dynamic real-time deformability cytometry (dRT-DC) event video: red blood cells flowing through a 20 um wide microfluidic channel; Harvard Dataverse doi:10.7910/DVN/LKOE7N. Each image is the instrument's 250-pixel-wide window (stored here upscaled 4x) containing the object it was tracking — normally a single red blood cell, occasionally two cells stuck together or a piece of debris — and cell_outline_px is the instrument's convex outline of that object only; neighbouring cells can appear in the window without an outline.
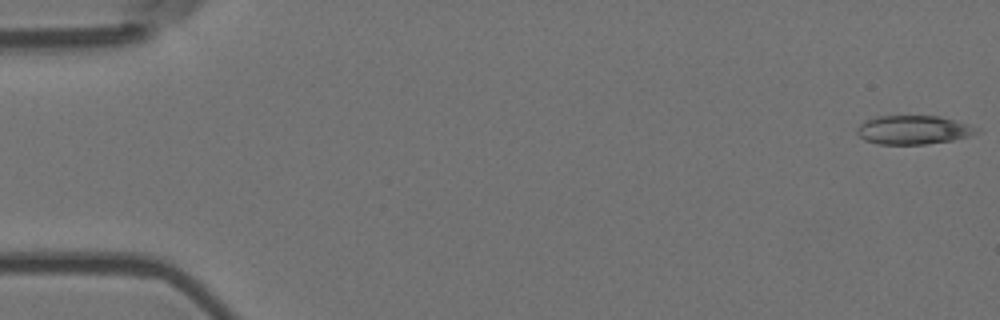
{"species": "Egyptian fruit bat (a non-hibernating species)", "species_latin": "Rousettus aegyptiacus", "temperature_condition": "room temperature", "stored_images_in_passage": 54, "camera_frame_rate_fps": 3000, "um_per_image_px": 0.085, "animal": {"sex": "female"}, "frame": {"image": 1, "passage_image": 1, "time_ms": 0.0, "image_size_px": [1000, 320], "cell_outline_px": [[980, 132], [972, 136], [952, 140], [928, 144], [880, 144], [864, 140], [856, 132], [856, 128], [864, 120], [876, 116], [940, 116], [956, 120], [980, 128]], "centroid_in_image_um": [77.67, 11.04], "position_along_channel_um": 7.3, "area_um2": 20.35}}
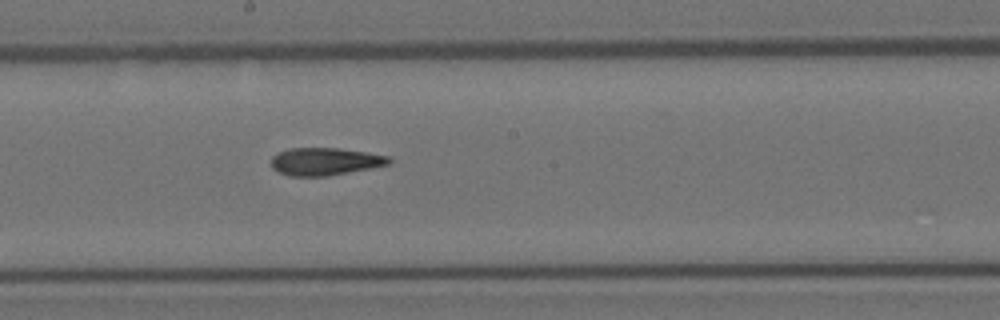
{"frame": {"image": 2, "passage_image": 30, "time_ms": 9.667, "image_size_px": [1000, 320], "cell_outline_px": [[392, 160], [388, 164], [372, 168], [328, 176], [288, 176], [276, 172], [272, 168], [272, 156], [276, 152], [288, 148], [340, 148], [388, 156]], "centroid_in_image_um": [27.57, 13.73], "position_along_channel_um": 220.6, "area_um2": 19.07}}
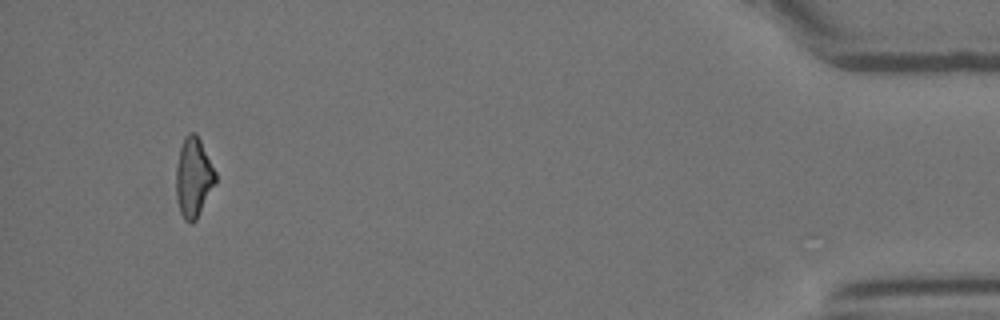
{"frame": {"image": 3, "passage_image": 52, "time_ms": 17.0, "image_size_px": [1000, 320], "cell_outline_px": [[216, 180], [196, 220], [192, 224], [188, 224], [184, 220], [180, 212], [176, 196], [176, 168], [180, 148], [184, 136], [188, 132], [196, 132], [216, 172]], "centroid_in_image_um": [16.43, 15.08], "position_along_channel_um": 418.8, "area_um2": 18.21}, "authors_computed_cell_mechanics": {"area_um2": 19.652, "velocity_mm_per_s": 3.71, "shape_relaxation_time_tau1_ms": null, "shape_relaxation_time_tau2_ms": 6.3541, "deformation_change_tau1": null, "deformation_change_tau2": 0.1677}}